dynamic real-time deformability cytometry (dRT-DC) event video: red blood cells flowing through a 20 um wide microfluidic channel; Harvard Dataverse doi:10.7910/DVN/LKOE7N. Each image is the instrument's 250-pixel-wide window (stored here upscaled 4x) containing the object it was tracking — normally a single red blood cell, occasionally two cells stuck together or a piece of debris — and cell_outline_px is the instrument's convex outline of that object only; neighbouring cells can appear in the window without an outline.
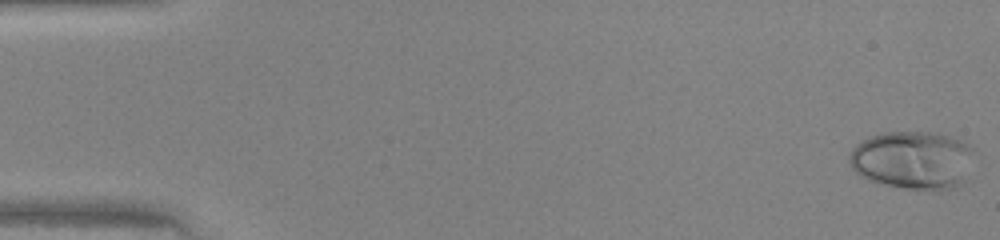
{"species": "human", "species_latin": "Homo sapiens", "temperature_condition": "warm", "stored_images_in_passage": 47, "camera_frame_rate_fps": 3000, "um_per_image_px": 0.085, "donor": {"sex": "female"}, "frame": {"image": 1, "passage_image": 1, "time_ms": 0.0, "image_size_px": [1000, 240], "cell_outline_px": [[976, 148], [956, 188], [940, 192], [904, 188], [884, 184], [868, 180], [860, 176], [852, 168], [848, 160], [848, 156], [852, 148], [856, 144], [872, 136], [884, 132], [936, 132], [960, 140]], "centroid_in_image_um": [77.54, 13.61], "position_along_channel_um": 7.5, "area_um2": 42.31}}
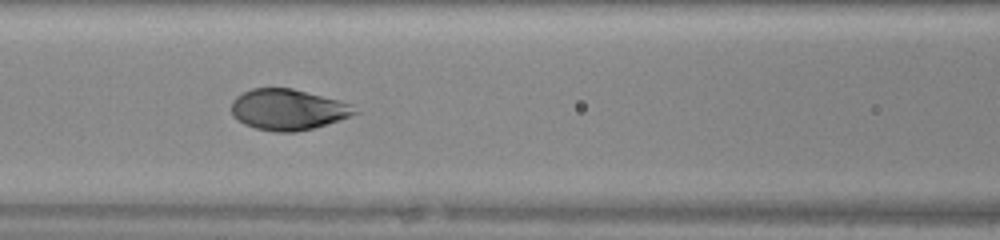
{"frame": {"image": 2, "passage_image": 21, "time_ms": 6.667, "image_size_px": [1000, 240], "cell_outline_px": [[360, 112], [312, 128], [296, 132], [276, 132], [256, 128], [244, 124], [232, 116], [232, 100], [236, 96], [252, 88], [292, 88], [340, 100], [352, 104]], "centroid_in_image_um": [24.46, 9.3], "position_along_channel_um": 142.1, "area_um2": 29.25}}
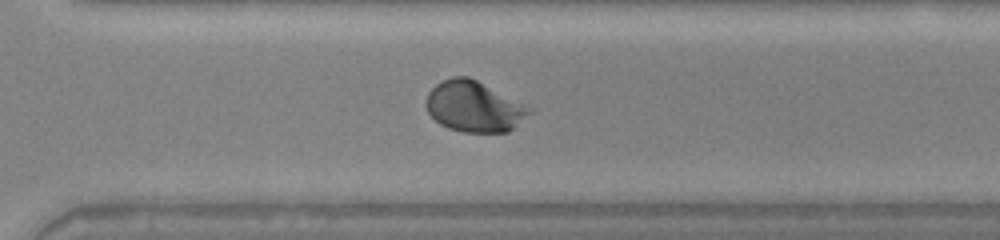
{"frame": {"image": 3, "passage_image": 34, "time_ms": 11.0, "image_size_px": [1000, 240], "cell_outline_px": [[536, 108], [532, 112], [508, 132], [464, 132], [448, 128], [440, 124], [428, 112], [424, 104], [428, 92], [436, 84], [452, 76], [468, 76]], "centroid_in_image_um": [40.32, 9.05], "position_along_channel_um": 330.3, "area_um2": 30.81}}